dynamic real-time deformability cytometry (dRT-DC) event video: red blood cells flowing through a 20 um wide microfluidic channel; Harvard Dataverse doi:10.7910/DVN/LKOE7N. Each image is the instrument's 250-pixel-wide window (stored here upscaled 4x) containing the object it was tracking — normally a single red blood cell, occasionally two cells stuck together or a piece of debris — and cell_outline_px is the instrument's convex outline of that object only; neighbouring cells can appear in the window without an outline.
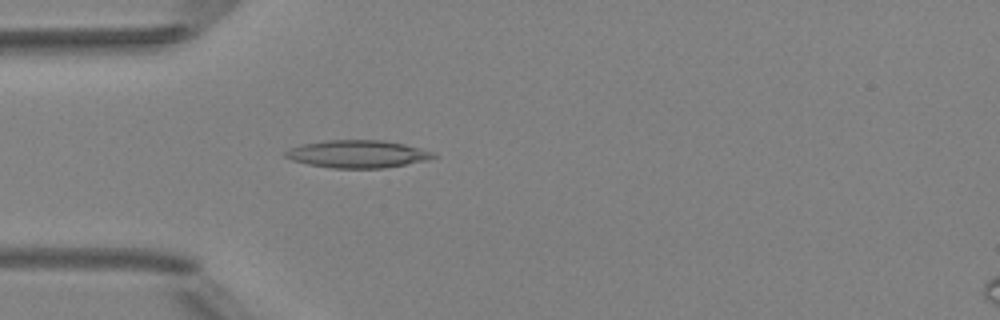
{"species": "Egyptian fruit bat (a non-hibernating species)", "species_latin": "Rousettus aegyptiacus", "temperature_condition": "room temperature", "stored_images_in_passage": 5, "camera_frame_rate_fps": 3000, "um_per_image_px": 0.085, "animal": {"sex": "female"}, "frame": {"image": 1, "passage_image": 5, "time_ms": 4.667, "image_size_px": [1000, 320], "cell_outline_px": [[436, 156], [428, 160], [384, 168], [332, 168], [308, 164], [292, 160], [284, 156], [284, 152], [300, 144], [324, 140], [384, 140], [404, 144], [420, 148], [432, 152]], "centroid_in_image_um": [30.37, 13.08], "position_along_channel_um": 54.6, "area_um2": 23.76}}